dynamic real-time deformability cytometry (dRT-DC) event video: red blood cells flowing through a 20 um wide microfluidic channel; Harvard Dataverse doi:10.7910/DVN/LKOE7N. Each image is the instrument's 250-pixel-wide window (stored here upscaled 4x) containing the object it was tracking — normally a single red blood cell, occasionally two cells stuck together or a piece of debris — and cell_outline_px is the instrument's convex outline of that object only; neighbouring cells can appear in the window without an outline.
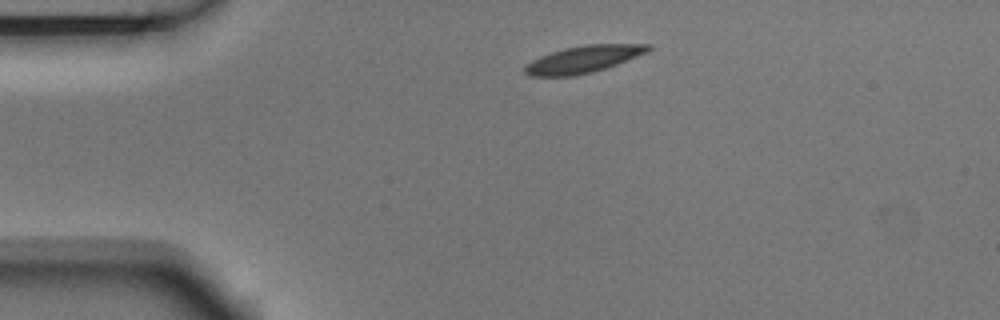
{"species": "Egyptian fruit bat (a non-hibernating species)", "species_latin": "Rousettus aegyptiacus", "temperature_condition": "room temperature", "stored_images_in_passage": 2, "camera_frame_rate_fps": 3000, "um_per_image_px": 0.085, "animal": {"sex": "male"}, "frame": {"image": 1, "passage_image": 1, "time_ms": 0.0, "image_size_px": [1000, 320], "cell_outline_px": [[652, 48], [648, 52], [616, 64], [592, 72], [572, 76], [532, 76], [524, 72], [524, 64], [540, 56], [564, 48], [584, 44], [652, 44]], "centroid_in_image_um": [49.58, 5.02], "position_along_channel_um": 35.4, "area_um2": 19.36}}